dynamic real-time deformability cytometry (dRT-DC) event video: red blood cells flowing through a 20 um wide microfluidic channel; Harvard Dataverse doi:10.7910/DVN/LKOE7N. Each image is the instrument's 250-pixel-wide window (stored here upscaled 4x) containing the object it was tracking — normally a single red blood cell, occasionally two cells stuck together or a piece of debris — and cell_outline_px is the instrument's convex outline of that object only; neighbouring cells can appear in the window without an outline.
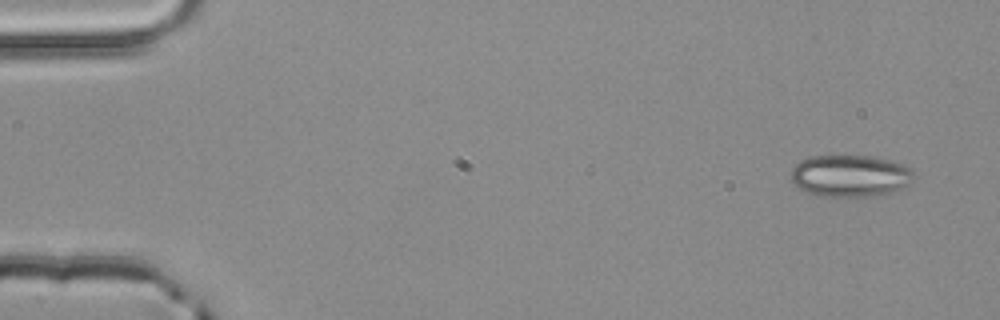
{"species": "common noctule bat (a hibernating species)", "species_latin": "Nyctalus noctula", "temperature_condition": "room temperature", "stored_images_in_passage": 4, "camera_frame_rate_fps": 3000, "um_per_image_px": 0.085, "animal": {"sex": "male", "body_mass_g": 20.4}, "frame": {"image": 1, "passage_image": 1, "time_ms": 0.0, "image_size_px": [1000, 320], "cell_outline_px": [[916, 176], [908, 184], [892, 192], [872, 196], [824, 196], [808, 192], [800, 188], [792, 180], [792, 168], [800, 160], [812, 156], [868, 156], [888, 160], [900, 164], [908, 168]], "centroid_in_image_um": [72.26, 14.94], "position_along_channel_um": 12.7, "area_um2": 29.48}}
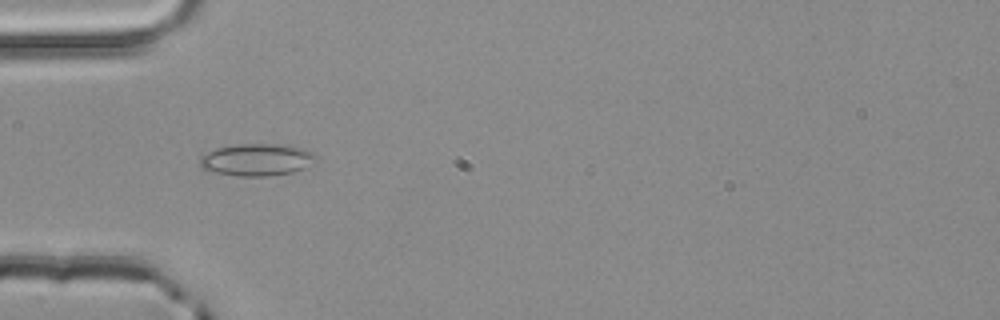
{"frame": {"image": 2, "passage_image": 4, "time_ms": 1.0, "image_size_px": [1000, 320], "cell_outline_px": [[320, 156], [304, 168], [292, 172], [268, 176], [240, 176], [216, 172], [204, 168], [200, 164], [200, 156], [216, 148], [236, 144], [292, 144], [304, 148]], "centroid_in_image_um": [21.89, 13.55], "position_along_channel_um": 63.1, "area_um2": 21.79}}